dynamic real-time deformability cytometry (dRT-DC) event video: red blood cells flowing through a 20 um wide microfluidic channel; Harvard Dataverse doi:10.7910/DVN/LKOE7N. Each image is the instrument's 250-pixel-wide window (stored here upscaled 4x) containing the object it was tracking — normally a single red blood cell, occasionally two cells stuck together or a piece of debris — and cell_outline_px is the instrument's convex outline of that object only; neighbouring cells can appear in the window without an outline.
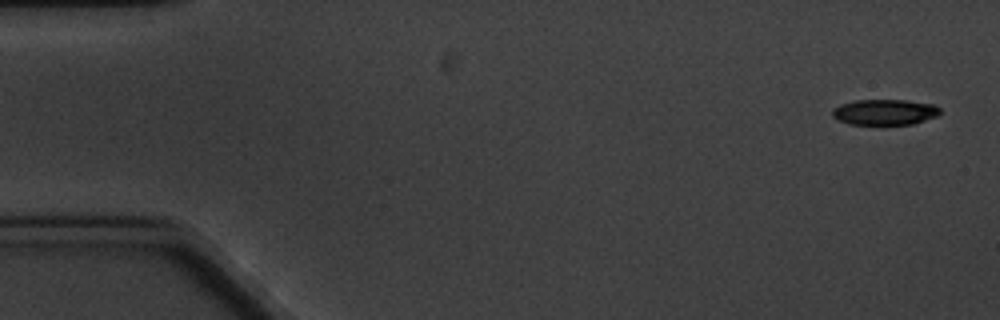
{"species": "common noctule bat (a hibernating species)", "species_latin": "Nyctalus noctula", "temperature_condition": "cold", "stored_images_in_passage": 9, "camera_frame_rate_fps": 3000, "um_per_image_px": 0.085, "animal": {"sex": "male", "body_mass_g": 20.1, "forearm_length_mm": 53.5}, "frame": {"image": 1, "passage_image": 1, "time_ms": 0.0, "image_size_px": [1000, 320], "cell_outline_px": [[940, 112], [936, 116], [912, 124], [848, 124], [836, 120], [832, 116], [832, 108], [840, 104], [856, 100], [904, 100], [932, 104], [940, 108]], "centroid_in_image_um": [75.14, 9.53], "position_along_channel_um": 9.9, "area_um2": 16.07}}